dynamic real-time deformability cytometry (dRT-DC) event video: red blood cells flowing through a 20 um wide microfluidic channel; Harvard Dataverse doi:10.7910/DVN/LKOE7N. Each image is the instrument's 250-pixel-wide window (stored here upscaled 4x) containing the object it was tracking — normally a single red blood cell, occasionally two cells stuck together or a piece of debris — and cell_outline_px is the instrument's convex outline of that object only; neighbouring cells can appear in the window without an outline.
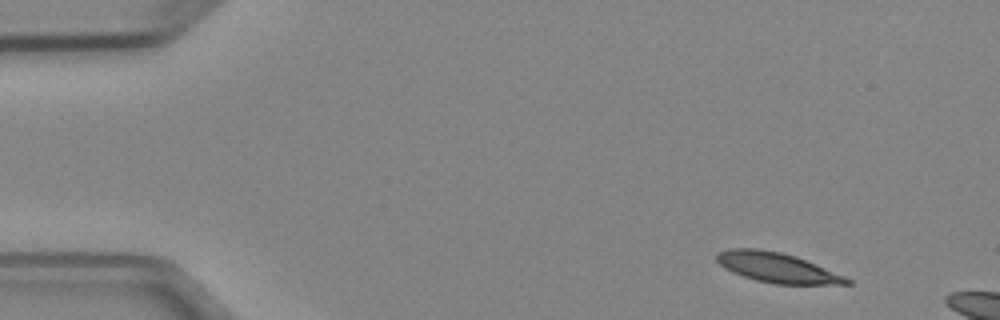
{"species": "Egyptian fruit bat (a non-hibernating species)", "species_latin": "Rousettus aegyptiacus", "temperature_condition": "cold", "stored_images_in_passage": 2, "camera_frame_rate_fps": 3000, "um_per_image_px": 0.085, "animal": {"sex": "female"}, "frame": {"image": 1, "passage_image": 1, "time_ms": 0.0, "image_size_px": [1000, 320], "cell_outline_px": [[852, 284], [776, 284], [756, 280], [732, 272], [724, 268], [716, 260], [716, 252], [728, 248], [760, 248], [780, 252], [796, 256], [844, 276], [852, 280]], "centroid_in_image_um": [66.01, 22.73], "position_along_channel_um": 19.0, "area_um2": 22.6}}